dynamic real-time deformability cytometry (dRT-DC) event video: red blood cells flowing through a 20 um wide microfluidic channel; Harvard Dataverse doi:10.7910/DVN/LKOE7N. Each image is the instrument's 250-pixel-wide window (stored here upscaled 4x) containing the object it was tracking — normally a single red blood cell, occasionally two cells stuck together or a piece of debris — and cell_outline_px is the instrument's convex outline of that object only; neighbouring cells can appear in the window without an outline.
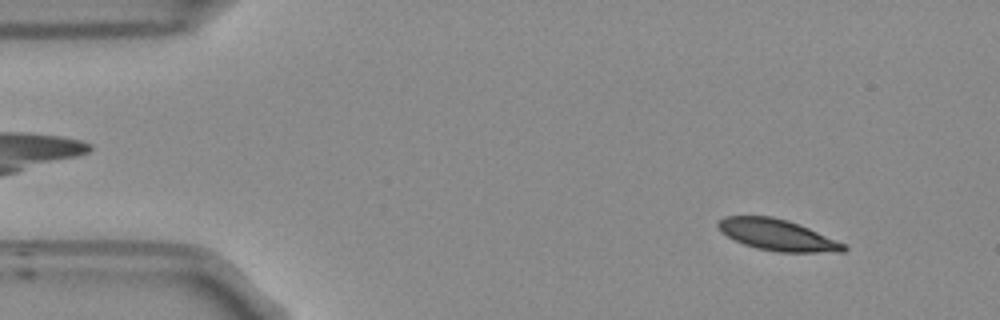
{"species": "Egyptian fruit bat (a non-hibernating species)", "species_latin": "Rousettus aegyptiacus", "temperature_condition": "room temperature", "stored_images_in_passage": 53, "camera_frame_rate_fps": 3000, "um_per_image_px": 0.085, "frame": {"image": 1, "passage_image": 5, "time_ms": 1.333, "image_size_px": [1000, 320], "cell_outline_px": [[848, 248], [844, 252], [780, 252], [756, 248], [744, 244], [720, 232], [716, 224], [724, 216], [772, 216], [788, 220], [808, 228], [844, 244]], "centroid_in_image_um": [66.04, 19.97], "position_along_channel_um": 19.0, "area_um2": 22.6}}
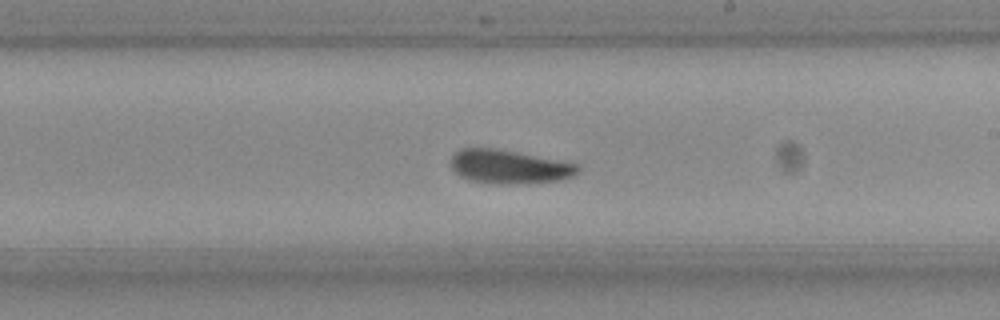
{"frame": {"image": 2, "passage_image": 30, "time_ms": 9.667, "image_size_px": [1000, 320], "cell_outline_px": [[580, 168], [572, 176], [560, 180], [520, 184], [496, 184], [468, 180], [460, 176], [452, 168], [452, 156], [460, 148], [496, 148], [576, 164]], "centroid_in_image_um": [43.23, 14.18], "position_along_channel_um": 245.8, "area_um2": 24.68}}
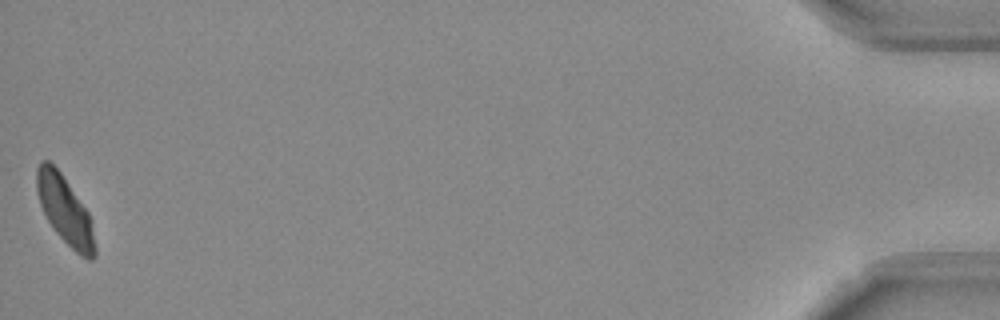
{"frame": {"image": 3, "passage_image": 53, "time_ms": 17.333, "image_size_px": [1000, 320], "cell_outline_px": [[96, 256], [92, 260], [88, 260], [80, 256], [56, 232], [48, 220], [40, 204], [36, 192], [36, 168], [40, 160], [48, 160], [60, 172], [88, 212], [96, 248]], "centroid_in_image_um": [5.5, 17.86], "position_along_channel_um": 429.7, "area_um2": 22.72}, "authors_computed_cell_mechanics": {"area_um2": 23.987, "velocity_mm_per_s": 3.7274, "shape_relaxation_time_tau1_ms": 8.7544, "shape_relaxation_time_tau2_ms": null, "deformation_change_tau1": 0.1501, "deformation_change_tau2": null}}